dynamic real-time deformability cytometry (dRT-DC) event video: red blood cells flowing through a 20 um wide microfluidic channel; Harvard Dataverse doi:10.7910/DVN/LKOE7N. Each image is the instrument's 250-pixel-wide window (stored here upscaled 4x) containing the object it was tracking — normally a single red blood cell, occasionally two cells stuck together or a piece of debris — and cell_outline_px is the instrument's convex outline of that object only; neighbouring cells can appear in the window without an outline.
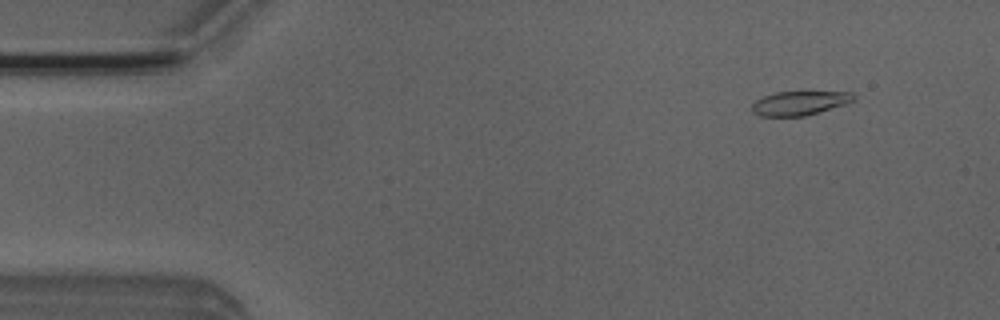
{"species": "Egyptian fruit bat (a non-hibernating species)", "species_latin": "Rousettus aegyptiacus", "temperature_condition": "room temperature", "stored_images_in_passage": 5, "camera_frame_rate_fps": 3000, "um_per_image_px": 0.085, "animal": {"sex": "male"}, "frame": {"image": 1, "passage_image": 2, "time_ms": 0.333, "image_size_px": [1000, 320], "cell_outline_px": [[856, 100], [844, 104], [804, 116], [760, 116], [752, 112], [752, 104], [756, 100], [764, 96], [776, 92], [852, 92], [856, 96]], "centroid_in_image_um": [67.96, 8.76], "position_along_channel_um": 17.0, "area_um2": 14.1}}
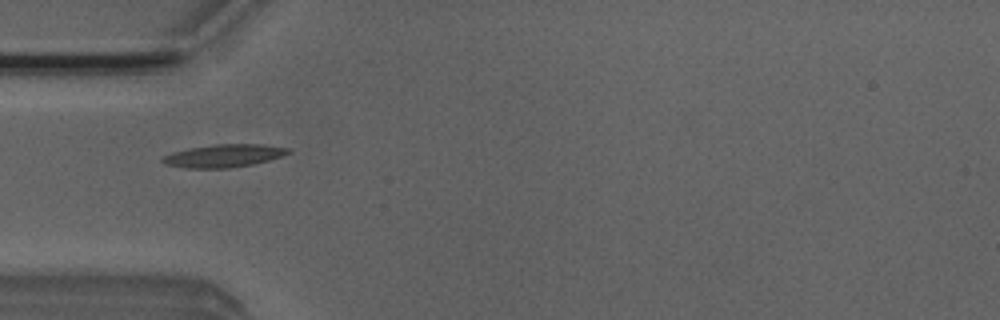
{"frame": {"image": 2, "passage_image": 5, "time_ms": 1.333, "image_size_px": [1000, 320], "cell_outline_px": [[292, 152], [268, 160], [252, 164], [228, 168], [184, 168], [164, 164], [160, 160], [164, 156], [172, 152], [188, 148], [216, 144], [264, 144], [288, 148]], "centroid_in_image_um": [18.98, 13.24], "position_along_channel_um": 66.0, "area_um2": 16.7}}